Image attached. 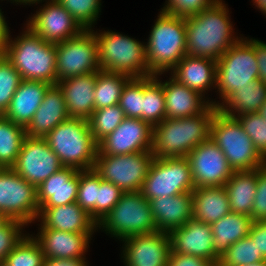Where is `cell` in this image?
<instances>
[{"instance_id": "6da1fadb", "label": "cell", "mask_w": 266, "mask_h": 266, "mask_svg": "<svg viewBox=\"0 0 266 266\" xmlns=\"http://www.w3.org/2000/svg\"><path fill=\"white\" fill-rule=\"evenodd\" d=\"M229 8L222 0L196 15L185 17L186 55L218 60L242 37L234 36Z\"/></svg>"}, {"instance_id": "7a4b0ae2", "label": "cell", "mask_w": 266, "mask_h": 266, "mask_svg": "<svg viewBox=\"0 0 266 266\" xmlns=\"http://www.w3.org/2000/svg\"><path fill=\"white\" fill-rule=\"evenodd\" d=\"M218 108L211 104L199 115L164 119L153 127L154 158L187 157L200 143L210 138V128Z\"/></svg>"}, {"instance_id": "3957f363", "label": "cell", "mask_w": 266, "mask_h": 266, "mask_svg": "<svg viewBox=\"0 0 266 266\" xmlns=\"http://www.w3.org/2000/svg\"><path fill=\"white\" fill-rule=\"evenodd\" d=\"M25 28L14 40L9 35L4 55L22 79L56 85V44L44 41L27 26Z\"/></svg>"}, {"instance_id": "277c9868", "label": "cell", "mask_w": 266, "mask_h": 266, "mask_svg": "<svg viewBox=\"0 0 266 266\" xmlns=\"http://www.w3.org/2000/svg\"><path fill=\"white\" fill-rule=\"evenodd\" d=\"M186 43L185 18L160 11L145 43L150 73L171 71L186 55Z\"/></svg>"}, {"instance_id": "5b68a950", "label": "cell", "mask_w": 266, "mask_h": 266, "mask_svg": "<svg viewBox=\"0 0 266 266\" xmlns=\"http://www.w3.org/2000/svg\"><path fill=\"white\" fill-rule=\"evenodd\" d=\"M44 139L63 166L81 171L94 168L98 143L92 136L88 120L68 118Z\"/></svg>"}, {"instance_id": "8992f818", "label": "cell", "mask_w": 266, "mask_h": 266, "mask_svg": "<svg viewBox=\"0 0 266 266\" xmlns=\"http://www.w3.org/2000/svg\"><path fill=\"white\" fill-rule=\"evenodd\" d=\"M98 41L101 70L129 75L131 78L151 76L146 45L118 32H94Z\"/></svg>"}, {"instance_id": "52a82bcc", "label": "cell", "mask_w": 266, "mask_h": 266, "mask_svg": "<svg viewBox=\"0 0 266 266\" xmlns=\"http://www.w3.org/2000/svg\"><path fill=\"white\" fill-rule=\"evenodd\" d=\"M210 138L222 150L234 171H253L266 164L240 122L219 110L211 123Z\"/></svg>"}, {"instance_id": "ba28073f", "label": "cell", "mask_w": 266, "mask_h": 266, "mask_svg": "<svg viewBox=\"0 0 266 266\" xmlns=\"http://www.w3.org/2000/svg\"><path fill=\"white\" fill-rule=\"evenodd\" d=\"M97 227L118 240L157 232L150 203L140 191L123 193Z\"/></svg>"}, {"instance_id": "9c48e42d", "label": "cell", "mask_w": 266, "mask_h": 266, "mask_svg": "<svg viewBox=\"0 0 266 266\" xmlns=\"http://www.w3.org/2000/svg\"><path fill=\"white\" fill-rule=\"evenodd\" d=\"M255 39L241 38L217 60L216 87L222 103L236 90L257 79Z\"/></svg>"}, {"instance_id": "30bf717a", "label": "cell", "mask_w": 266, "mask_h": 266, "mask_svg": "<svg viewBox=\"0 0 266 266\" xmlns=\"http://www.w3.org/2000/svg\"><path fill=\"white\" fill-rule=\"evenodd\" d=\"M194 189L187 157L154 158L140 192L151 200L191 193Z\"/></svg>"}, {"instance_id": "8fae6325", "label": "cell", "mask_w": 266, "mask_h": 266, "mask_svg": "<svg viewBox=\"0 0 266 266\" xmlns=\"http://www.w3.org/2000/svg\"><path fill=\"white\" fill-rule=\"evenodd\" d=\"M153 159L151 151L122 155L97 154L93 170L124 193L138 192L142 189Z\"/></svg>"}, {"instance_id": "7c38bea8", "label": "cell", "mask_w": 266, "mask_h": 266, "mask_svg": "<svg viewBox=\"0 0 266 266\" xmlns=\"http://www.w3.org/2000/svg\"><path fill=\"white\" fill-rule=\"evenodd\" d=\"M56 59L57 82L101 70L94 30H84L76 37L57 43Z\"/></svg>"}, {"instance_id": "4fadbf2b", "label": "cell", "mask_w": 266, "mask_h": 266, "mask_svg": "<svg viewBox=\"0 0 266 266\" xmlns=\"http://www.w3.org/2000/svg\"><path fill=\"white\" fill-rule=\"evenodd\" d=\"M39 209L36 187L12 168H0V212L28 225L37 220Z\"/></svg>"}, {"instance_id": "5bb4252c", "label": "cell", "mask_w": 266, "mask_h": 266, "mask_svg": "<svg viewBox=\"0 0 266 266\" xmlns=\"http://www.w3.org/2000/svg\"><path fill=\"white\" fill-rule=\"evenodd\" d=\"M64 166L44 138L26 136L12 169L36 188Z\"/></svg>"}, {"instance_id": "9a60e30c", "label": "cell", "mask_w": 266, "mask_h": 266, "mask_svg": "<svg viewBox=\"0 0 266 266\" xmlns=\"http://www.w3.org/2000/svg\"><path fill=\"white\" fill-rule=\"evenodd\" d=\"M195 188L225 186L234 170L211 138L197 145L187 156Z\"/></svg>"}, {"instance_id": "2e32d148", "label": "cell", "mask_w": 266, "mask_h": 266, "mask_svg": "<svg viewBox=\"0 0 266 266\" xmlns=\"http://www.w3.org/2000/svg\"><path fill=\"white\" fill-rule=\"evenodd\" d=\"M46 2L26 24L37 36L46 42L57 44L76 37L85 30L57 1Z\"/></svg>"}, {"instance_id": "e0dca14e", "label": "cell", "mask_w": 266, "mask_h": 266, "mask_svg": "<svg viewBox=\"0 0 266 266\" xmlns=\"http://www.w3.org/2000/svg\"><path fill=\"white\" fill-rule=\"evenodd\" d=\"M153 127L141 119L126 117L121 124L98 143V153L132 154L152 150Z\"/></svg>"}, {"instance_id": "ac0fdd59", "label": "cell", "mask_w": 266, "mask_h": 266, "mask_svg": "<svg viewBox=\"0 0 266 266\" xmlns=\"http://www.w3.org/2000/svg\"><path fill=\"white\" fill-rule=\"evenodd\" d=\"M125 266H167L171 252L169 233L153 232L122 239Z\"/></svg>"}, {"instance_id": "d6986e66", "label": "cell", "mask_w": 266, "mask_h": 266, "mask_svg": "<svg viewBox=\"0 0 266 266\" xmlns=\"http://www.w3.org/2000/svg\"><path fill=\"white\" fill-rule=\"evenodd\" d=\"M171 252L188 254L218 265L220 255L214 249L211 225L191 218L170 233Z\"/></svg>"}, {"instance_id": "ffe728a7", "label": "cell", "mask_w": 266, "mask_h": 266, "mask_svg": "<svg viewBox=\"0 0 266 266\" xmlns=\"http://www.w3.org/2000/svg\"><path fill=\"white\" fill-rule=\"evenodd\" d=\"M37 219H41L39 229L70 233H94L98 229L90 214L76 202L56 207H40Z\"/></svg>"}, {"instance_id": "44dd1931", "label": "cell", "mask_w": 266, "mask_h": 266, "mask_svg": "<svg viewBox=\"0 0 266 266\" xmlns=\"http://www.w3.org/2000/svg\"><path fill=\"white\" fill-rule=\"evenodd\" d=\"M78 184L79 170L64 166L36 188L39 207H56L76 202Z\"/></svg>"}, {"instance_id": "7402d4cb", "label": "cell", "mask_w": 266, "mask_h": 266, "mask_svg": "<svg viewBox=\"0 0 266 266\" xmlns=\"http://www.w3.org/2000/svg\"><path fill=\"white\" fill-rule=\"evenodd\" d=\"M96 72L70 77L57 82L63 92L69 118L88 120L95 110Z\"/></svg>"}, {"instance_id": "603a6c76", "label": "cell", "mask_w": 266, "mask_h": 266, "mask_svg": "<svg viewBox=\"0 0 266 266\" xmlns=\"http://www.w3.org/2000/svg\"><path fill=\"white\" fill-rule=\"evenodd\" d=\"M92 234L40 229L34 238L41 245L45 258L86 259Z\"/></svg>"}, {"instance_id": "cb8c5ba5", "label": "cell", "mask_w": 266, "mask_h": 266, "mask_svg": "<svg viewBox=\"0 0 266 266\" xmlns=\"http://www.w3.org/2000/svg\"><path fill=\"white\" fill-rule=\"evenodd\" d=\"M68 118L62 90L57 84L51 85L47 89L39 108L34 113L32 121L25 128L26 136L44 138Z\"/></svg>"}, {"instance_id": "d4e9b609", "label": "cell", "mask_w": 266, "mask_h": 266, "mask_svg": "<svg viewBox=\"0 0 266 266\" xmlns=\"http://www.w3.org/2000/svg\"><path fill=\"white\" fill-rule=\"evenodd\" d=\"M157 231L170 233L193 218L192 193L148 200Z\"/></svg>"}, {"instance_id": "484cf974", "label": "cell", "mask_w": 266, "mask_h": 266, "mask_svg": "<svg viewBox=\"0 0 266 266\" xmlns=\"http://www.w3.org/2000/svg\"><path fill=\"white\" fill-rule=\"evenodd\" d=\"M168 81L162 82L166 119L184 118L199 115L204 112L211 103L198 92L182 85L170 76Z\"/></svg>"}, {"instance_id": "4316f807", "label": "cell", "mask_w": 266, "mask_h": 266, "mask_svg": "<svg viewBox=\"0 0 266 266\" xmlns=\"http://www.w3.org/2000/svg\"><path fill=\"white\" fill-rule=\"evenodd\" d=\"M216 64L214 59L185 55L171 70L170 75L182 85L204 96L208 89L216 88Z\"/></svg>"}, {"instance_id": "83f0119b", "label": "cell", "mask_w": 266, "mask_h": 266, "mask_svg": "<svg viewBox=\"0 0 266 266\" xmlns=\"http://www.w3.org/2000/svg\"><path fill=\"white\" fill-rule=\"evenodd\" d=\"M50 86L45 82L22 79L4 116L26 128Z\"/></svg>"}, {"instance_id": "f1b7e54d", "label": "cell", "mask_w": 266, "mask_h": 266, "mask_svg": "<svg viewBox=\"0 0 266 266\" xmlns=\"http://www.w3.org/2000/svg\"><path fill=\"white\" fill-rule=\"evenodd\" d=\"M191 193L195 220L211 225L231 212L228 194L224 186L198 187Z\"/></svg>"}, {"instance_id": "f546056e", "label": "cell", "mask_w": 266, "mask_h": 266, "mask_svg": "<svg viewBox=\"0 0 266 266\" xmlns=\"http://www.w3.org/2000/svg\"><path fill=\"white\" fill-rule=\"evenodd\" d=\"M266 102V84L258 78L249 85L233 92L223 103L210 101L218 110L229 117L235 118L247 113L259 112ZM237 112V114H236Z\"/></svg>"}, {"instance_id": "4dcf8cb0", "label": "cell", "mask_w": 266, "mask_h": 266, "mask_svg": "<svg viewBox=\"0 0 266 266\" xmlns=\"http://www.w3.org/2000/svg\"><path fill=\"white\" fill-rule=\"evenodd\" d=\"M230 211L250 216L257 187V169L234 171L225 184Z\"/></svg>"}, {"instance_id": "1f68e13d", "label": "cell", "mask_w": 266, "mask_h": 266, "mask_svg": "<svg viewBox=\"0 0 266 266\" xmlns=\"http://www.w3.org/2000/svg\"><path fill=\"white\" fill-rule=\"evenodd\" d=\"M252 223L250 216L230 212L211 224L215 251L221 255L230 245L248 236Z\"/></svg>"}, {"instance_id": "d6a6232c", "label": "cell", "mask_w": 266, "mask_h": 266, "mask_svg": "<svg viewBox=\"0 0 266 266\" xmlns=\"http://www.w3.org/2000/svg\"><path fill=\"white\" fill-rule=\"evenodd\" d=\"M157 75L143 77L142 120L152 127L166 119L162 80Z\"/></svg>"}, {"instance_id": "836d02e7", "label": "cell", "mask_w": 266, "mask_h": 266, "mask_svg": "<svg viewBox=\"0 0 266 266\" xmlns=\"http://www.w3.org/2000/svg\"><path fill=\"white\" fill-rule=\"evenodd\" d=\"M131 79L129 75L99 70L94 89L95 110L119 104L123 87Z\"/></svg>"}, {"instance_id": "e575fe53", "label": "cell", "mask_w": 266, "mask_h": 266, "mask_svg": "<svg viewBox=\"0 0 266 266\" xmlns=\"http://www.w3.org/2000/svg\"><path fill=\"white\" fill-rule=\"evenodd\" d=\"M25 137V127L0 115V168H12L15 165Z\"/></svg>"}, {"instance_id": "d590c367", "label": "cell", "mask_w": 266, "mask_h": 266, "mask_svg": "<svg viewBox=\"0 0 266 266\" xmlns=\"http://www.w3.org/2000/svg\"><path fill=\"white\" fill-rule=\"evenodd\" d=\"M265 261L266 258L258 252L255 242L248 235L230 245L220 255L217 266H244Z\"/></svg>"}, {"instance_id": "8d00e7d4", "label": "cell", "mask_w": 266, "mask_h": 266, "mask_svg": "<svg viewBox=\"0 0 266 266\" xmlns=\"http://www.w3.org/2000/svg\"><path fill=\"white\" fill-rule=\"evenodd\" d=\"M125 118L119 104L94 110L88 121L95 141L99 143L112 133Z\"/></svg>"}, {"instance_id": "74e56055", "label": "cell", "mask_w": 266, "mask_h": 266, "mask_svg": "<svg viewBox=\"0 0 266 266\" xmlns=\"http://www.w3.org/2000/svg\"><path fill=\"white\" fill-rule=\"evenodd\" d=\"M45 256L39 242L32 235H26L7 255V266H43Z\"/></svg>"}, {"instance_id": "f35d334b", "label": "cell", "mask_w": 266, "mask_h": 266, "mask_svg": "<svg viewBox=\"0 0 266 266\" xmlns=\"http://www.w3.org/2000/svg\"><path fill=\"white\" fill-rule=\"evenodd\" d=\"M100 176L95 170H79V184L76 203L86 210L97 223V195Z\"/></svg>"}, {"instance_id": "ab89813d", "label": "cell", "mask_w": 266, "mask_h": 266, "mask_svg": "<svg viewBox=\"0 0 266 266\" xmlns=\"http://www.w3.org/2000/svg\"><path fill=\"white\" fill-rule=\"evenodd\" d=\"M22 78L4 54L0 55V115L7 111Z\"/></svg>"}, {"instance_id": "60d3db41", "label": "cell", "mask_w": 266, "mask_h": 266, "mask_svg": "<svg viewBox=\"0 0 266 266\" xmlns=\"http://www.w3.org/2000/svg\"><path fill=\"white\" fill-rule=\"evenodd\" d=\"M85 29L91 30L101 12V0H55Z\"/></svg>"}, {"instance_id": "b9f144b4", "label": "cell", "mask_w": 266, "mask_h": 266, "mask_svg": "<svg viewBox=\"0 0 266 266\" xmlns=\"http://www.w3.org/2000/svg\"><path fill=\"white\" fill-rule=\"evenodd\" d=\"M143 77L131 78L123 87L119 106L126 117L142 120Z\"/></svg>"}, {"instance_id": "7bdbcfd3", "label": "cell", "mask_w": 266, "mask_h": 266, "mask_svg": "<svg viewBox=\"0 0 266 266\" xmlns=\"http://www.w3.org/2000/svg\"><path fill=\"white\" fill-rule=\"evenodd\" d=\"M252 140L255 149L266 160V119L258 112L235 117Z\"/></svg>"}, {"instance_id": "ee69618b", "label": "cell", "mask_w": 266, "mask_h": 266, "mask_svg": "<svg viewBox=\"0 0 266 266\" xmlns=\"http://www.w3.org/2000/svg\"><path fill=\"white\" fill-rule=\"evenodd\" d=\"M123 193L119 187L100 177V189L97 195V225L118 203Z\"/></svg>"}, {"instance_id": "f6af8a7d", "label": "cell", "mask_w": 266, "mask_h": 266, "mask_svg": "<svg viewBox=\"0 0 266 266\" xmlns=\"http://www.w3.org/2000/svg\"><path fill=\"white\" fill-rule=\"evenodd\" d=\"M25 226L23 222L9 220L0 229V262H4L7 255L23 239L25 235L22 230Z\"/></svg>"}, {"instance_id": "bcb514c9", "label": "cell", "mask_w": 266, "mask_h": 266, "mask_svg": "<svg viewBox=\"0 0 266 266\" xmlns=\"http://www.w3.org/2000/svg\"><path fill=\"white\" fill-rule=\"evenodd\" d=\"M217 0H166L162 11L179 17H190L212 6Z\"/></svg>"}, {"instance_id": "7dc6e473", "label": "cell", "mask_w": 266, "mask_h": 266, "mask_svg": "<svg viewBox=\"0 0 266 266\" xmlns=\"http://www.w3.org/2000/svg\"><path fill=\"white\" fill-rule=\"evenodd\" d=\"M250 217L253 222L266 220V164L257 169V187Z\"/></svg>"}, {"instance_id": "c3c4849f", "label": "cell", "mask_w": 266, "mask_h": 266, "mask_svg": "<svg viewBox=\"0 0 266 266\" xmlns=\"http://www.w3.org/2000/svg\"><path fill=\"white\" fill-rule=\"evenodd\" d=\"M167 266H216L213 262L206 259L170 252Z\"/></svg>"}, {"instance_id": "681fc988", "label": "cell", "mask_w": 266, "mask_h": 266, "mask_svg": "<svg viewBox=\"0 0 266 266\" xmlns=\"http://www.w3.org/2000/svg\"><path fill=\"white\" fill-rule=\"evenodd\" d=\"M248 235L255 242L258 252L266 258V220L253 222Z\"/></svg>"}, {"instance_id": "f907efd6", "label": "cell", "mask_w": 266, "mask_h": 266, "mask_svg": "<svg viewBox=\"0 0 266 266\" xmlns=\"http://www.w3.org/2000/svg\"><path fill=\"white\" fill-rule=\"evenodd\" d=\"M255 56L259 70L258 79L266 84V43L255 39Z\"/></svg>"}, {"instance_id": "816d5d0a", "label": "cell", "mask_w": 266, "mask_h": 266, "mask_svg": "<svg viewBox=\"0 0 266 266\" xmlns=\"http://www.w3.org/2000/svg\"><path fill=\"white\" fill-rule=\"evenodd\" d=\"M86 259L45 258L43 266H87Z\"/></svg>"}, {"instance_id": "f5cc1de1", "label": "cell", "mask_w": 266, "mask_h": 266, "mask_svg": "<svg viewBox=\"0 0 266 266\" xmlns=\"http://www.w3.org/2000/svg\"><path fill=\"white\" fill-rule=\"evenodd\" d=\"M7 25L3 12L0 9V55L4 54L10 35V30Z\"/></svg>"}, {"instance_id": "db71d44e", "label": "cell", "mask_w": 266, "mask_h": 266, "mask_svg": "<svg viewBox=\"0 0 266 266\" xmlns=\"http://www.w3.org/2000/svg\"><path fill=\"white\" fill-rule=\"evenodd\" d=\"M253 5H255L260 11L266 15V0H252Z\"/></svg>"}, {"instance_id": "11a10c76", "label": "cell", "mask_w": 266, "mask_h": 266, "mask_svg": "<svg viewBox=\"0 0 266 266\" xmlns=\"http://www.w3.org/2000/svg\"><path fill=\"white\" fill-rule=\"evenodd\" d=\"M42 1H44V0H14L13 1V3H17V4H19L20 3V5L21 4H23V5H31V4H39L40 2H42Z\"/></svg>"}, {"instance_id": "9f6ffc18", "label": "cell", "mask_w": 266, "mask_h": 266, "mask_svg": "<svg viewBox=\"0 0 266 266\" xmlns=\"http://www.w3.org/2000/svg\"><path fill=\"white\" fill-rule=\"evenodd\" d=\"M9 221V219L0 212V229Z\"/></svg>"}, {"instance_id": "6f0895ef", "label": "cell", "mask_w": 266, "mask_h": 266, "mask_svg": "<svg viewBox=\"0 0 266 266\" xmlns=\"http://www.w3.org/2000/svg\"><path fill=\"white\" fill-rule=\"evenodd\" d=\"M264 119H266V102L263 104V106L260 108L258 112Z\"/></svg>"}, {"instance_id": "680465c9", "label": "cell", "mask_w": 266, "mask_h": 266, "mask_svg": "<svg viewBox=\"0 0 266 266\" xmlns=\"http://www.w3.org/2000/svg\"><path fill=\"white\" fill-rule=\"evenodd\" d=\"M244 266H266V261L265 262H257L252 265H244Z\"/></svg>"}, {"instance_id": "91938a15", "label": "cell", "mask_w": 266, "mask_h": 266, "mask_svg": "<svg viewBox=\"0 0 266 266\" xmlns=\"http://www.w3.org/2000/svg\"><path fill=\"white\" fill-rule=\"evenodd\" d=\"M0 266H7L4 262H0Z\"/></svg>"}]
</instances>
